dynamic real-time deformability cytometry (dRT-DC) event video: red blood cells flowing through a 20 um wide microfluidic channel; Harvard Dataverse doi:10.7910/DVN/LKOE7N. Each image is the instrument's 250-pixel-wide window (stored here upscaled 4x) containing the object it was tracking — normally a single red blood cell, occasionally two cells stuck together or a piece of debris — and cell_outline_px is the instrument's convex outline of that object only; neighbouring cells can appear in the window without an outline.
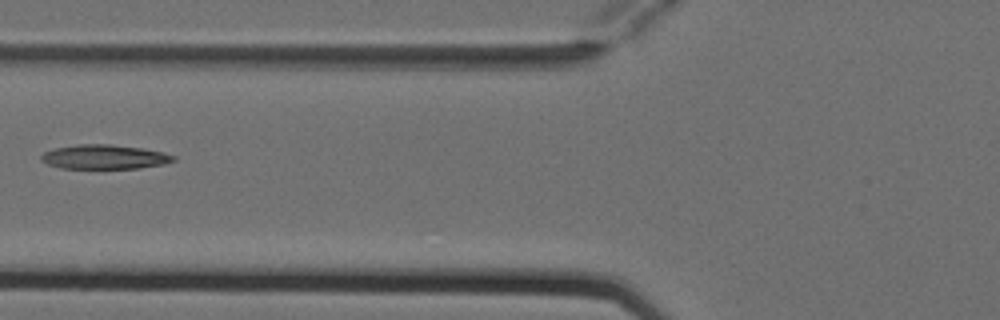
{"species": "Egyptian fruit bat (a non-hibernating species)", "species_latin": "Rousettus aegyptiacus", "temperature_condition": "cold", "stored_images_in_passage": 6, "camera_frame_rate_fps": 3000, "um_per_image_px": 0.085, "animal": {"sex": "female"}, "frame": {"image": 1, "passage_image": 6, "time_ms": 1.667, "image_size_px": [1000, 320], "cell_outline_px": [[176, 160], [164, 164], [140, 168], [60, 168], [48, 164], [40, 160], [40, 156], [44, 152], [56, 148], [76, 144], [112, 144], [144, 148], [164, 152], [176, 156]], "centroid_in_image_um": [8.91, 13.33], "position_along_channel_um": 116.9, "area_um2": 18.9}}